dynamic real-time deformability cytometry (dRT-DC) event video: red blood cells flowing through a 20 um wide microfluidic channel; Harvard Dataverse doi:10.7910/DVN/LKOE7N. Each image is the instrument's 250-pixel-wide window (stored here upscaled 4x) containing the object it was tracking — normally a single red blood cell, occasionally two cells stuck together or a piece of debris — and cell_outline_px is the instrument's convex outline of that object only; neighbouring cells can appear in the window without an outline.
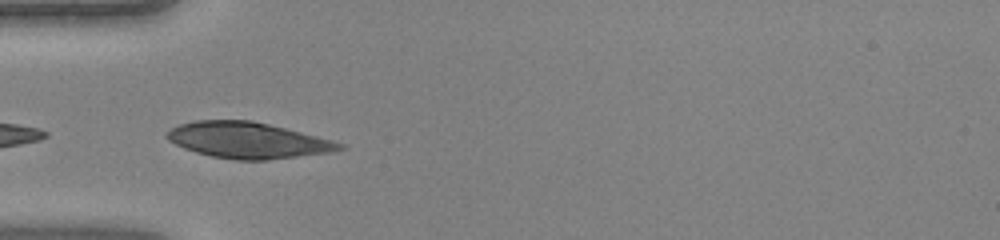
{"species": "human", "species_latin": "Homo sapiens", "temperature_condition": "warm", "stored_images_in_passage": 16, "segment_of_instrument_passage": [2, 2], "camera_frame_rate_fps": 3000, "um_per_image_px": 0.085, "donor": {"sex": "female"}, "frame": {"image": 1, "passage_image": 14, "time_ms": 4.333, "image_size_px": [1000, 240], "cell_outline_px": [[332, 148], [284, 156], [252, 160], [216, 156], [200, 152], [188, 148], [172, 140], [168, 136], [176, 128], [184, 124], [204, 120], [244, 120], [264, 124], [280, 128], [320, 140], [332, 144]], "centroid_in_image_um": [20.73, 11.88], "position_along_channel_um": 64.3, "area_um2": 31.33}}